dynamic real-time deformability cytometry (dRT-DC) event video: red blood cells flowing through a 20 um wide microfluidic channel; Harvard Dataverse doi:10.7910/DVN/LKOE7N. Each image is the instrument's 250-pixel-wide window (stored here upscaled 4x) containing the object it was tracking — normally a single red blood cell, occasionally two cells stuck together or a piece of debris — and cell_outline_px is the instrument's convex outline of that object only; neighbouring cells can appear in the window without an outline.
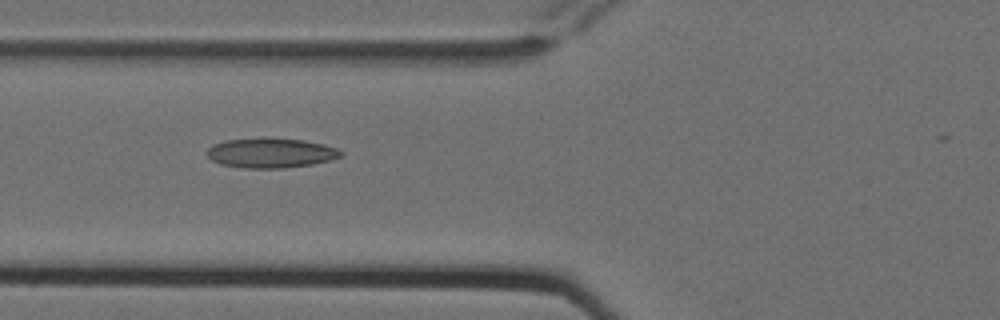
{"species": "Egyptian fruit bat (a non-hibernating species)", "species_latin": "Rousettus aegyptiacus", "temperature_condition": "cold", "stored_images_in_passage": 13, "camera_frame_rate_fps": 3000, "um_per_image_px": 0.085, "animal": {"sex": "female"}, "frame": {"image": 1, "passage_image": 4, "time_ms": 1.0, "image_size_px": [1000, 320], "cell_outline_px": [[344, 156], [332, 160], [312, 164], [284, 168], [244, 168], [220, 164], [212, 160], [208, 156], [208, 148], [212, 144], [224, 140], [264, 136], [304, 140], [324, 144], [336, 148], [344, 152]], "centroid_in_image_um": [23.04, 12.98], "position_along_channel_um": 102.8, "area_um2": 23.81}}
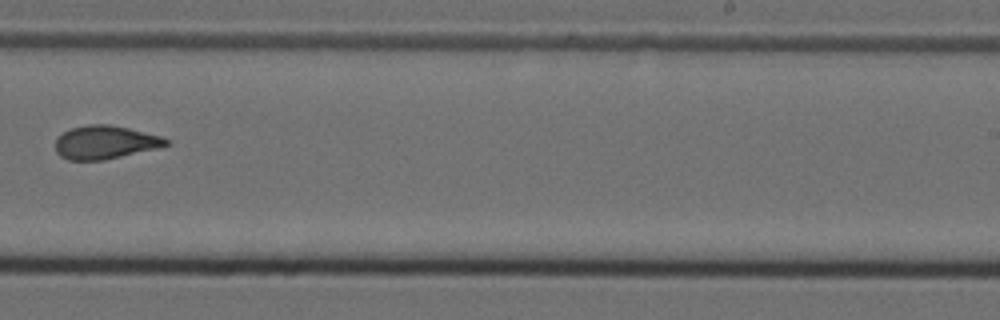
{"frame": {"image": 2, "passage_image": 8, "time_ms": 2.333, "image_size_px": [1000, 320], "cell_outline_px": [[168, 144], [156, 148], [104, 160], [68, 160], [60, 156], [56, 152], [56, 140], [64, 132], [72, 128], [88, 124], [108, 124], [128, 128], [160, 136], [168, 140]], "centroid_in_image_um": [8.9, 12.1], "position_along_channel_um": 280.1, "area_um2": 21.15}}
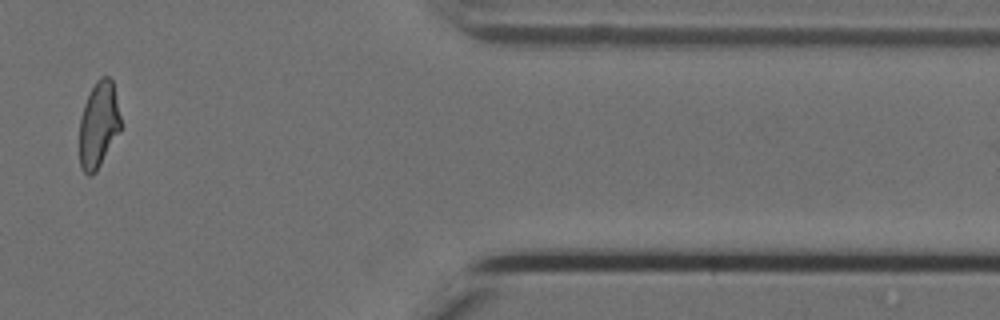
{"frame": {"image": 3, "passage_image": 11, "time_ms": 3.333, "image_size_px": [1000, 320], "cell_outline_px": [[120, 132], [96, 172], [92, 176], [88, 176], [84, 172], [80, 164], [80, 116], [84, 104], [96, 80], [100, 76], [108, 76], [112, 80], [120, 116]], "centroid_in_image_um": [8.38, 10.62], "position_along_channel_um": 403.0, "area_um2": 20.63}}